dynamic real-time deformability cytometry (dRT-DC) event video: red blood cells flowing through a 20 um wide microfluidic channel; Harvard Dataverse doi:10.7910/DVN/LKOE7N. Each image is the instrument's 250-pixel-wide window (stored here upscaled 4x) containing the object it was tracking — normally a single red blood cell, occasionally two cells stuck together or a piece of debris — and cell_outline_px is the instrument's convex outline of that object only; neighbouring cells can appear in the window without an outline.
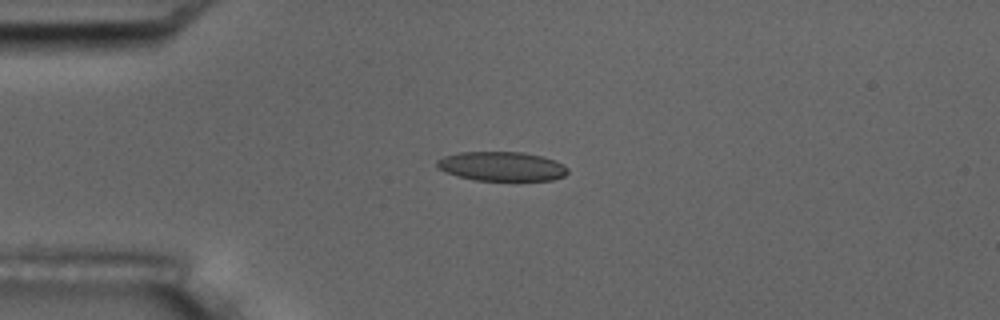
{"species": "common noctule bat (a hibernating species)", "species_latin": "Nyctalus noctula", "temperature_condition": "room temperature", "stored_images_in_passage": 6, "camera_frame_rate_fps": 3000, "um_per_image_px": 0.085, "animal": {"sex": "male", "body_mass_g": 17.5, "forearm_length_mm": 52.3}, "frame": {"image": 1, "passage_image": 4, "time_ms": 3.333, "image_size_px": [1000, 320], "cell_outline_px": [[568, 172], [564, 176], [552, 180], [476, 180], [444, 172], [436, 168], [436, 160], [444, 156], [460, 152], [524, 152], [556, 160], [568, 168]], "centroid_in_image_um": [42.63, 14.13], "position_along_channel_um": 42.4, "area_um2": 22.31}}